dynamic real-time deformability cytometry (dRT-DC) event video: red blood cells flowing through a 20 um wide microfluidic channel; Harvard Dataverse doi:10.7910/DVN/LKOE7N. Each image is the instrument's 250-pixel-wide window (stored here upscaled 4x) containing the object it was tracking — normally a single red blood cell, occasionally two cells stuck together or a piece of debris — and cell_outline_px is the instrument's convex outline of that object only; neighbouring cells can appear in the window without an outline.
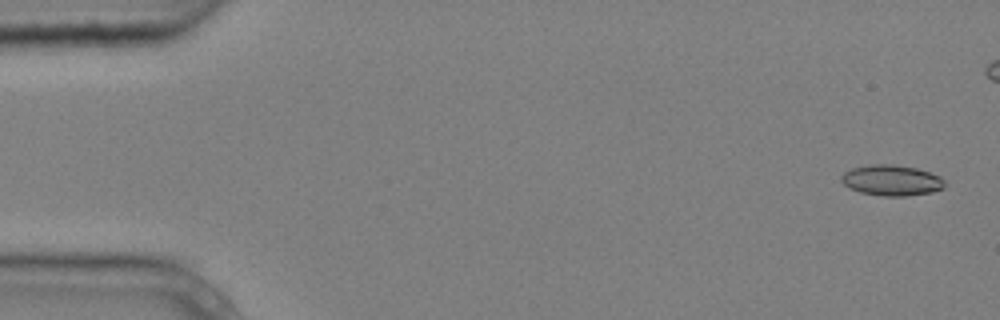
{"species": "common noctule bat (a hibernating species)", "species_latin": "Nyctalus noctula", "temperature_condition": "cold", "stored_images_in_passage": 5, "camera_frame_rate_fps": 3000, "um_per_image_px": 0.085, "animal": {"sex": "male", "body_mass_g": 20.4}, "frame": {"image": 1, "passage_image": 1, "time_ms": 0.0, "image_size_px": [1000, 320], "cell_outline_px": [[944, 188], [932, 192], [904, 196], [884, 196], [860, 192], [848, 188], [840, 180], [840, 176], [844, 172], [852, 168], [868, 164], [892, 164], [916, 168], [940, 176], [944, 180]], "centroid_in_image_um": [75.75, 15.32], "position_along_channel_um": 9.2, "area_um2": 18.55}}